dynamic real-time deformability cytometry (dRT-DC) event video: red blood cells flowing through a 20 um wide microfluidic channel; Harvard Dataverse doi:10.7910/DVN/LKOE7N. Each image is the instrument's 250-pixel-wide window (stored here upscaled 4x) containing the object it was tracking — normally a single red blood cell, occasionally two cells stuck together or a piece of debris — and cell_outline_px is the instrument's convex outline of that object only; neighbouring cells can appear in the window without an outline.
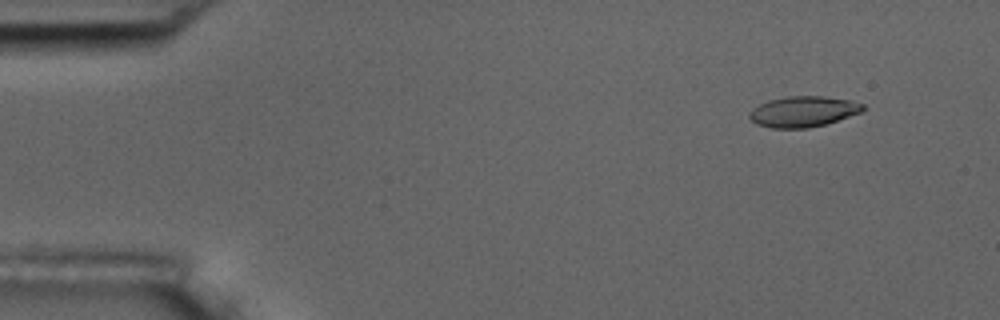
{"species": "common noctule bat (a hibernating species)", "species_latin": "Nyctalus noctula", "temperature_condition": "room temperature", "stored_images_in_passage": 5, "camera_frame_rate_fps": 3000, "um_per_image_px": 0.085, "animal": {"sex": "male", "body_mass_g": 17.5, "forearm_length_mm": 52.3}, "frame": {"image": 1, "passage_image": 2, "time_ms": 1.333, "image_size_px": [1000, 320], "cell_outline_px": [[868, 108], [860, 112], [824, 124], [808, 128], [772, 128], [756, 124], [748, 116], [752, 108], [768, 100], [788, 96], [824, 96], [852, 100], [864, 104]], "centroid_in_image_um": [68.27, 9.47], "position_along_channel_um": 16.7, "area_um2": 20.29}}
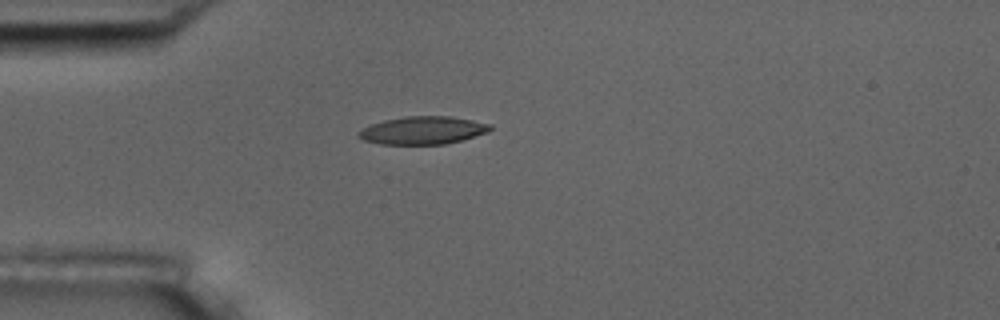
{"frame": {"image": 2, "passage_image": 5, "time_ms": 4.667, "image_size_px": [1000, 320], "cell_outline_px": [[492, 128], [488, 132], [460, 140], [444, 144], [380, 144], [364, 140], [356, 136], [356, 132], [372, 124], [384, 120], [404, 116], [452, 116], [492, 124]], "centroid_in_image_um": [35.93, 11.07], "position_along_channel_um": 49.1, "area_um2": 21.33}}